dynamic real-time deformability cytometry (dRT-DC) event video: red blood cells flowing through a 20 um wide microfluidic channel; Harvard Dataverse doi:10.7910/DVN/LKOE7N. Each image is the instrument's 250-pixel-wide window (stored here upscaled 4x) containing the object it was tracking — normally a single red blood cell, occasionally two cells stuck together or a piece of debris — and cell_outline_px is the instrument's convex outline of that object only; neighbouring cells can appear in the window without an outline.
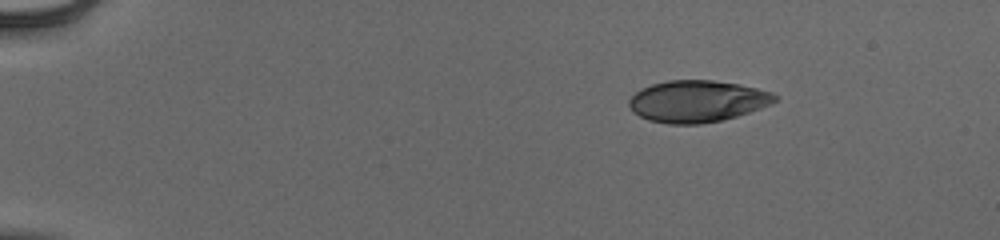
{"species": "human", "species_latin": "Homo sapiens", "temperature_condition": "cold", "stored_images_in_passage": 46, "camera_frame_rate_fps": 3000, "um_per_image_px": 0.085, "donor": {"sex": "male"}, "frame": {"image": 1, "passage_image": 1, "time_ms": 0.0, "image_size_px": [1000, 240], "cell_outline_px": [[776, 100], [772, 104], [724, 120], [700, 124], [668, 124], [648, 120], [632, 112], [628, 104], [628, 100], [636, 92], [652, 84], [668, 80], [712, 80], [740, 84], [772, 92], [776, 96]], "centroid_in_image_um": [59.25, 8.61], "position_along_channel_um": 25.7, "area_um2": 35.49}}
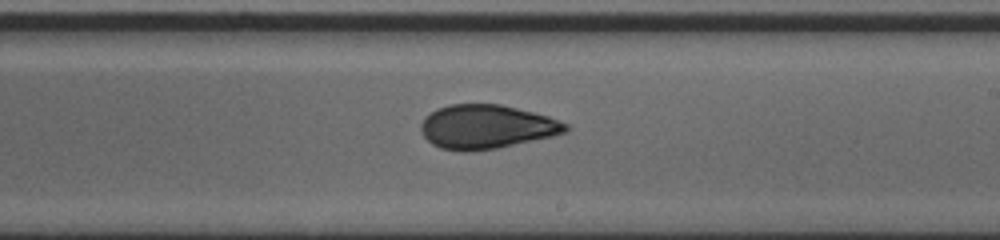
{"frame": {"image": 2, "passage_image": 26, "time_ms": 8.333, "image_size_px": [1000, 240], "cell_outline_px": [[568, 132], [552, 136], [496, 148], [468, 152], [460, 152], [440, 148], [432, 144], [424, 136], [420, 128], [420, 124], [424, 116], [436, 108], [448, 104], [500, 104], [548, 116], [568, 124]], "centroid_in_image_um": [41.31, 10.78], "position_along_channel_um": 247.7, "area_um2": 37.17}}
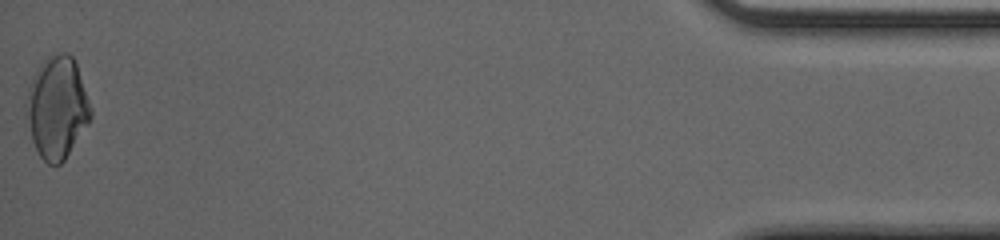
{"frame": {"image": 3, "passage_image": 46, "time_ms": 15.0, "image_size_px": [1000, 240], "cell_outline_px": [[92, 116], [88, 124], [64, 160], [60, 164], [48, 164], [40, 156], [32, 140], [24, 112], [24, 104], [28, 88], [32, 76], [36, 68], [52, 52], [68, 52], [72, 56], [76, 64], [92, 108]], "centroid_in_image_um": [4.82, 9.11], "position_along_channel_um": 430.4, "area_um2": 38.67}, "authors_computed_cell_mechanics": {"area_um2": 36.5585, "velocity_mm_per_s": 3.9669, "shape_relaxation_time_tau1_ms": null, "shape_relaxation_time_tau2_ms": 1.2896, "deformation_change_tau1": null, "deformation_change_tau2": 0.0584}}